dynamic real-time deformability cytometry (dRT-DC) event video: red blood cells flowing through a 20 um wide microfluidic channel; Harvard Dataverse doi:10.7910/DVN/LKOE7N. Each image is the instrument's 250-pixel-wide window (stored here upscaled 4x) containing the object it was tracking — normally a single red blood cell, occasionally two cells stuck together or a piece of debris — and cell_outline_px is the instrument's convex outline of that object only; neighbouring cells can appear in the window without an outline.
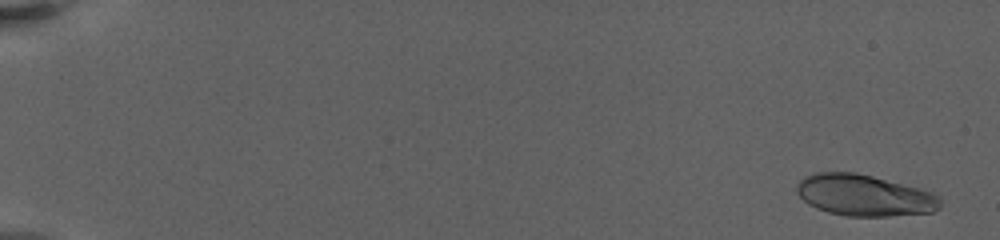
{"species": "human", "species_latin": "Homo sapiens", "temperature_condition": "warm", "stored_images_in_passage": 36, "camera_frame_rate_fps": 3000, "um_per_image_px": 0.085, "donor": {"sex": "female"}, "frame": {"image": 1, "passage_image": 3, "time_ms": 0.667, "image_size_px": [1000, 240], "cell_outline_px": [[940, 208], [932, 212], [888, 216], [848, 216], [828, 212], [816, 208], [808, 204], [796, 192], [796, 184], [804, 176], [812, 172], [856, 172], [920, 188], [932, 192], [940, 196]], "centroid_in_image_um": [73.45, 16.59], "position_along_channel_um": 11.6, "area_um2": 34.74}}
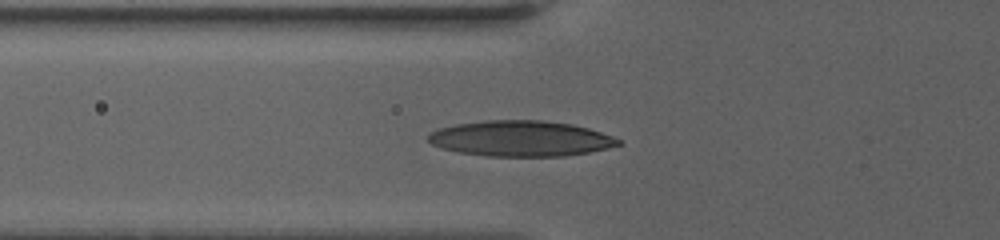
{"frame": {"image": 2, "passage_image": 31, "time_ms": 8.667, "image_size_px": [1000, 240], "cell_outline_px": [[624, 144], [608, 148], [588, 152], [564, 156], [488, 156], [460, 152], [444, 148], [432, 144], [428, 140], [428, 136], [432, 132], [440, 128], [456, 124], [484, 120], [544, 120], [572, 124], [588, 128], [612, 136], [620, 140]], "centroid_in_image_um": [44.3, 11.77], "position_along_channel_um": 81.5, "area_um2": 39.3}}
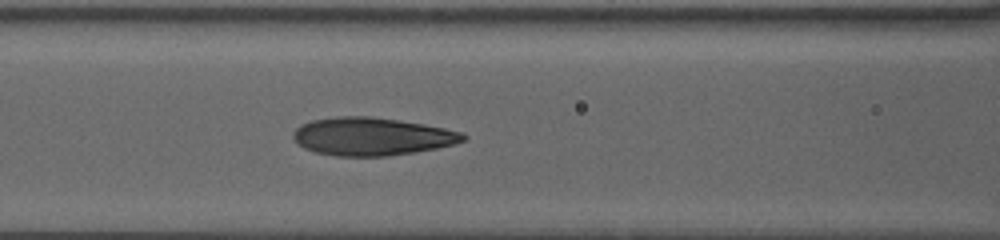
{"frame": {"image": 3, "passage_image": 36, "time_ms": 10.333, "image_size_px": [1000, 240], "cell_outline_px": [[468, 136], [464, 140], [452, 144], [436, 148], [388, 156], [336, 156], [316, 152], [304, 148], [292, 136], [296, 128], [300, 124], [312, 120], [340, 116], [368, 116], [424, 124], [464, 132]], "centroid_in_image_um": [31.6, 11.6], "position_along_channel_um": 135.0, "area_um2": 37.28}}